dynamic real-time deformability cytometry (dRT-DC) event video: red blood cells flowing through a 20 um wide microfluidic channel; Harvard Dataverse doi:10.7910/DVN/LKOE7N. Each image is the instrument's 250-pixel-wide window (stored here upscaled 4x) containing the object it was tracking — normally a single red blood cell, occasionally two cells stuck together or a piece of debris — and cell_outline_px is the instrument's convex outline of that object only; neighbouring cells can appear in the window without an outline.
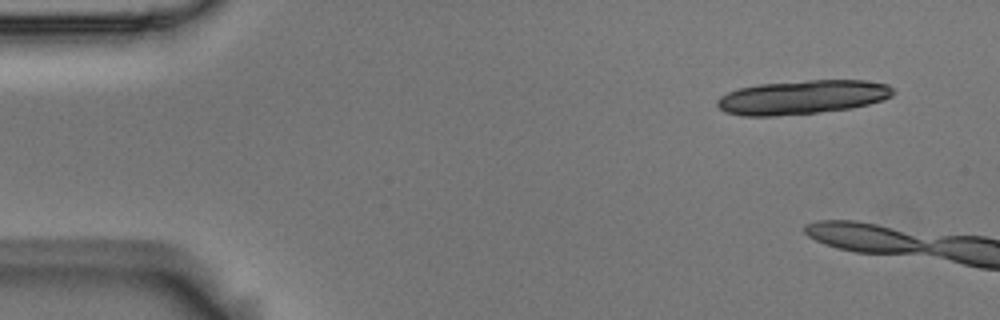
{"species": "Egyptian fruit bat (a non-hibernating species)", "species_latin": "Rousettus aegyptiacus", "temperature_condition": "room temperature", "stored_images_in_passage": 3, "camera_frame_rate_fps": 3000, "um_per_image_px": 0.085, "animal": {"sex": "male"}, "frame": {"image": 1, "passage_image": 1, "time_ms": 0.0, "image_size_px": [1000, 320], "cell_outline_px": [[896, 92], [892, 96], [884, 100], [852, 108], [816, 112], [776, 116], [740, 116], [724, 112], [716, 104], [716, 100], [720, 96], [728, 92], [740, 88], [760, 84], [808, 80], [864, 80], [888, 84]], "centroid_in_image_um": [68.2, 8.26], "position_along_channel_um": 16.8, "area_um2": 34.97}}